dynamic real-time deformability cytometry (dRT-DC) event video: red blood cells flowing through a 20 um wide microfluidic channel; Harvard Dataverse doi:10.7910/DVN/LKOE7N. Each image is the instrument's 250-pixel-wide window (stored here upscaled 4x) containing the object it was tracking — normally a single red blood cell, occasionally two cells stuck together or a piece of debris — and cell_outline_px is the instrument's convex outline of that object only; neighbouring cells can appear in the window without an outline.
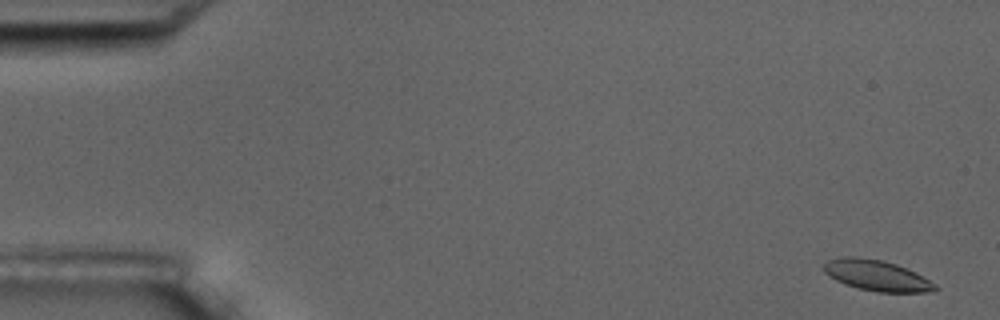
{"species": "common noctule bat (a hibernating species)", "species_latin": "Nyctalus noctula", "temperature_condition": "room temperature", "stored_images_in_passage": 6, "camera_frame_rate_fps": 3000, "um_per_image_px": 0.085, "animal": {"sex": "male", "body_mass_g": 17.5, "forearm_length_mm": 52.3}, "frame": {"image": 1, "passage_image": 1, "time_ms": 0.0, "image_size_px": [1000, 320], "cell_outline_px": [[940, 288], [928, 292], [876, 292], [856, 288], [844, 284], [836, 280], [824, 272], [824, 264], [828, 260], [844, 256], [856, 256], [880, 260], [896, 264], [936, 284]], "centroid_in_image_um": [74.48, 23.42], "position_along_channel_um": 10.5, "area_um2": 19.71}}
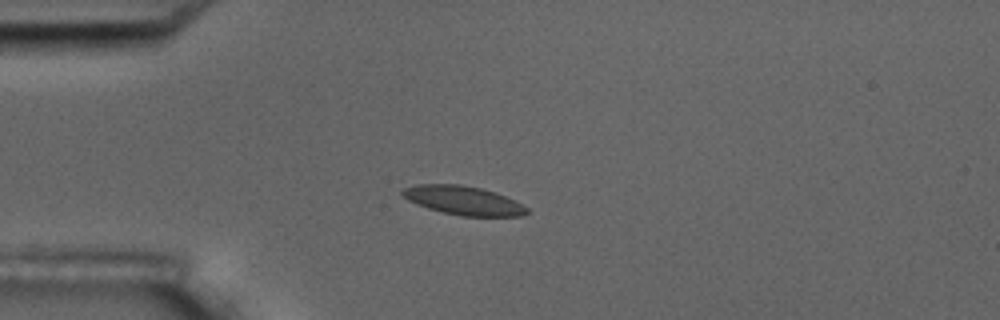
{"frame": {"image": 2, "passage_image": 4, "time_ms": 4.333, "image_size_px": [1000, 320], "cell_outline_px": [[528, 212], [524, 216], [460, 216], [428, 208], [408, 200], [400, 192], [404, 188], [416, 184], [460, 184], [480, 188], [496, 192], [528, 208]], "centroid_in_image_um": [39.38, 17.03], "position_along_channel_um": 45.6, "area_um2": 20.69}}